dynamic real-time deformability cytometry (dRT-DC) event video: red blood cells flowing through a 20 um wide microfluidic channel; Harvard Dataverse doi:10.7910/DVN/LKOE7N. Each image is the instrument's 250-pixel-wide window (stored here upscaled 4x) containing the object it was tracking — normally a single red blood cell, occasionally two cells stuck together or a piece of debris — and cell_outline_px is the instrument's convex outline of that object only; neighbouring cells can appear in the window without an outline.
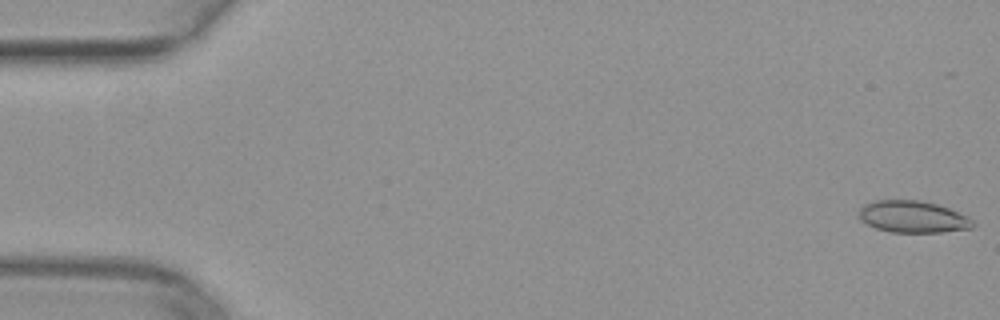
{"species": "common noctule bat (a hibernating species)", "species_latin": "Nyctalus noctula", "temperature_condition": "warm", "stored_images_in_passage": 42, "camera_frame_rate_fps": 3000, "um_per_image_px": 0.085, "animal": {"sex": "female", "body_mass_g": 29.2, "forearm_length_mm": 56.3}, "frame": {"image": 1, "passage_image": 1, "time_ms": 0.0, "image_size_px": [1000, 320], "cell_outline_px": [[976, 224], [972, 228], [944, 232], [892, 232], [876, 228], [860, 220], [860, 208], [864, 204], [872, 200], [920, 200], [936, 204], [948, 208], [968, 216]], "centroid_in_image_um": [77.6, 18.42], "position_along_channel_um": 7.4, "area_um2": 21.15}}
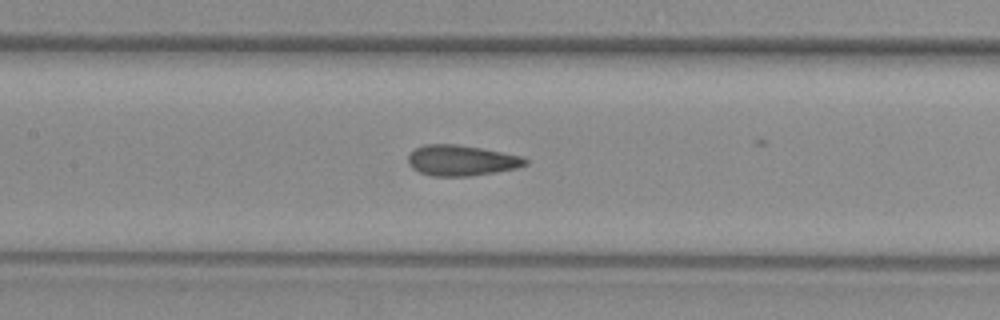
{"frame": {"image": 2, "passage_image": 24, "time_ms": 7.667, "image_size_px": [1000, 320], "cell_outline_px": [[528, 164], [516, 168], [496, 172], [468, 176], [432, 176], [420, 172], [412, 168], [408, 164], [408, 156], [416, 148], [424, 144], [456, 144], [480, 148], [524, 156], [528, 160]], "centroid_in_image_um": [39.23, 13.64], "position_along_channel_um": 168.2, "area_um2": 20.92}}
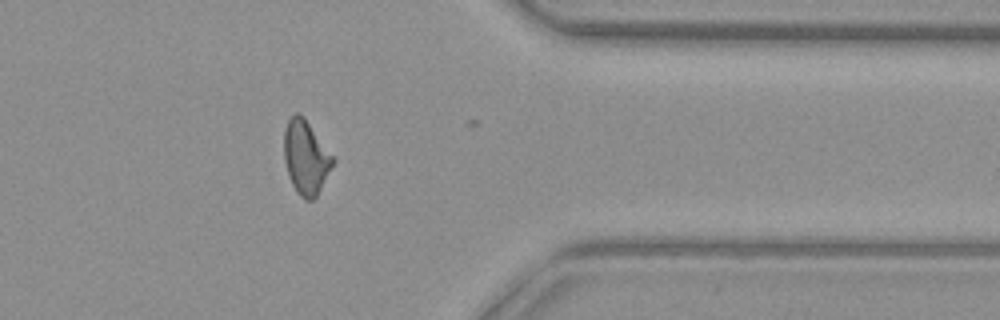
{"frame": {"image": 3, "passage_image": 41, "time_ms": 13.333, "image_size_px": [1000, 320], "cell_outline_px": [[336, 160], [316, 196], [312, 200], [304, 200], [296, 192], [288, 176], [284, 160], [284, 128], [288, 120], [296, 112], [304, 116]], "centroid_in_image_um": [25.98, 13.37], "position_along_channel_um": 385.4, "area_um2": 21.04}}